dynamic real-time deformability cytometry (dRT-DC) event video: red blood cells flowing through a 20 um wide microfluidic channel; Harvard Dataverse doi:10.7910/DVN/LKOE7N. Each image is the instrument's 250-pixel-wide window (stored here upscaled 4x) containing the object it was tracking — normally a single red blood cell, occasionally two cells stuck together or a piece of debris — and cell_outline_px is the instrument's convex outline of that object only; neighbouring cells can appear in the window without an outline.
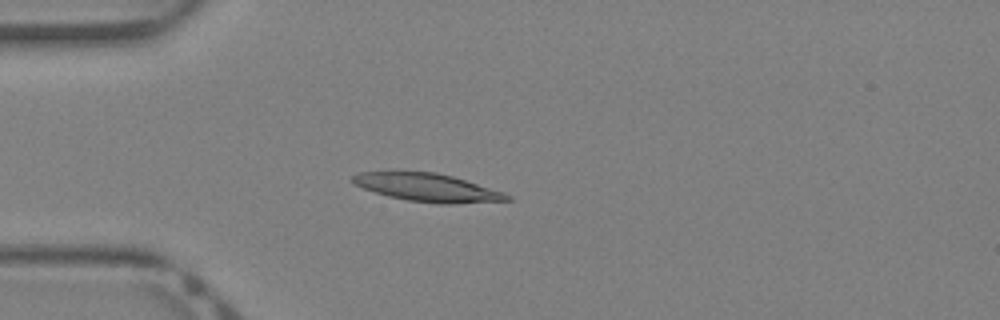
{"species": "Egyptian fruit bat (a non-hibernating species)", "species_latin": "Rousettus aegyptiacus", "temperature_condition": "warm", "stored_images_in_passage": 30, "camera_frame_rate_fps": 3000, "um_per_image_px": 0.085, "animal": {"sex": "female"}, "frame": {"image": 1, "passage_image": 1, "time_ms": 0.0, "image_size_px": [1000, 320], "cell_outline_px": [[512, 200], [452, 204], [436, 204], [408, 200], [388, 196], [364, 188], [356, 184], [352, 180], [352, 176], [360, 172], [436, 172], [452, 176], [504, 192], [512, 196]], "centroid_in_image_um": [36.39, 15.95], "position_along_channel_um": 48.6, "area_um2": 24.97}}
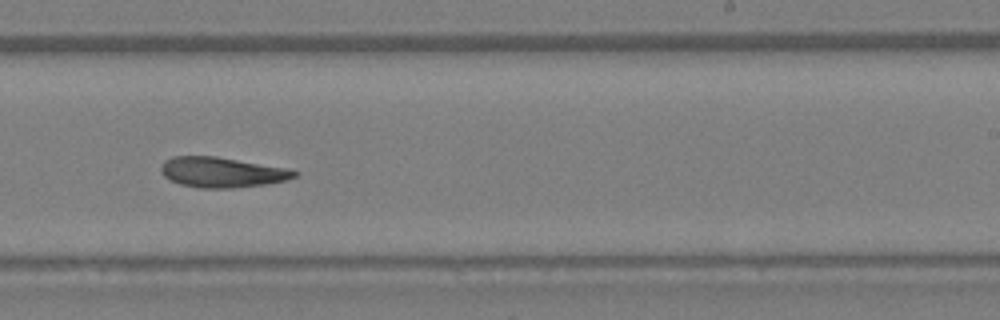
{"frame": {"image": 2, "passage_image": 15, "time_ms": 4.667, "image_size_px": [1000, 320], "cell_outline_px": [[300, 172], [296, 176], [288, 180], [264, 184], [232, 188], [200, 188], [180, 184], [164, 176], [160, 172], [160, 168], [164, 160], [172, 156], [216, 156], [288, 168]], "centroid_in_image_um": [18.87, 14.63], "position_along_channel_um": 270.1, "area_um2": 23.58}}
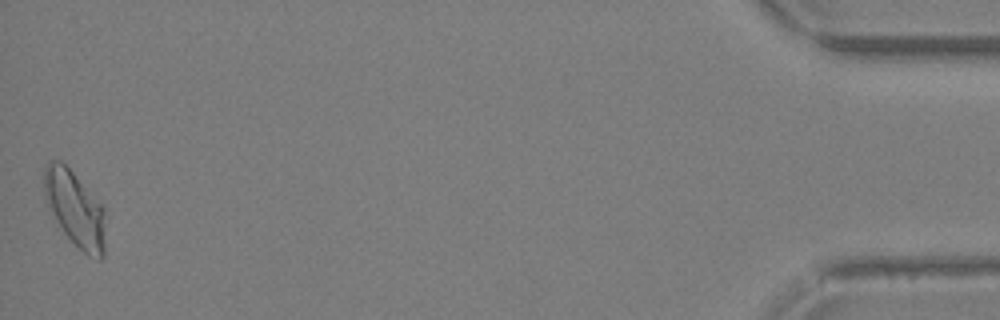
{"frame": {"image": 3, "passage_image": 30, "time_ms": 9.667, "image_size_px": [1000, 320], "cell_outline_px": [[104, 256], [100, 260], [84, 252], [64, 232], [48, 204], [44, 196], [44, 164], [48, 160], [60, 160], [72, 172], [104, 208]], "centroid_in_image_um": [6.36, 17.71], "position_along_channel_um": 428.8, "area_um2": 26.13}}